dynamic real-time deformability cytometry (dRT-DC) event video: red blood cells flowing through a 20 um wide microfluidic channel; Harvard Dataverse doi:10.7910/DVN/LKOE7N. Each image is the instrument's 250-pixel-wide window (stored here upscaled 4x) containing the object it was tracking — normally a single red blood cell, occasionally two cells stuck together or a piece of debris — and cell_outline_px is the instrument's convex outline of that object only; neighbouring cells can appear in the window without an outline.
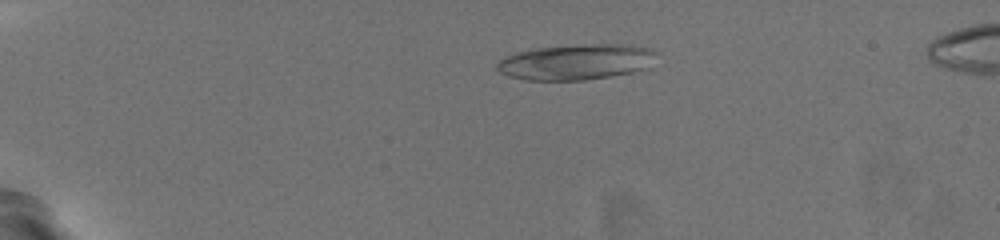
{"species": "common noctule bat (a hibernating species)", "species_latin": "Nyctalus noctula", "temperature_condition": "warm", "stored_images_in_passage": 46, "camera_frame_rate_fps": 3000, "um_per_image_px": 0.085, "animal": {"sex": "female", "body_mass_g": 19.5, "forearm_length_mm": 54.1}, "frame": {"image": 1, "passage_image": 4, "time_ms": 1.0, "image_size_px": [1000, 240], "cell_outline_px": [[652, 52], [640, 68], [628, 72], [608, 76], [584, 80], [528, 80], [508, 76], [500, 72], [496, 68], [496, 64], [500, 60], [508, 56], [520, 52], [540, 48], [600, 44], [604, 44], [644, 48]], "centroid_in_image_um": [48.73, 5.3], "position_along_channel_um": 36.3, "area_um2": 30.98}}
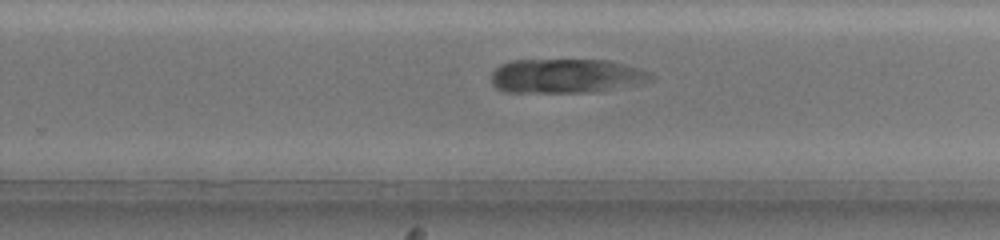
{"frame": {"image": 2, "passage_image": 31, "time_ms": 10.0, "image_size_px": [1000, 240], "cell_outline_px": [[652, 76], [648, 80], [584, 92], [508, 92], [496, 88], [492, 84], [492, 72], [500, 64], [512, 60], [608, 60], [640, 68], [648, 72]], "centroid_in_image_um": [47.97, 6.43], "position_along_channel_um": 281.8, "area_um2": 30.92}}
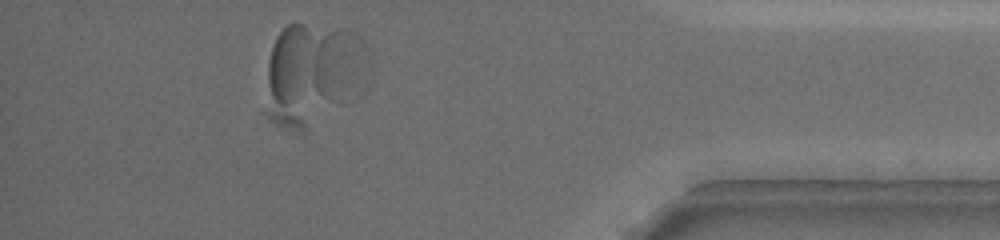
{"frame": {"image": 3, "passage_image": 44, "time_ms": 14.333, "image_size_px": [1000, 240], "cell_outline_px": [[336, 32], [332, 100], [288, 104], [280, 104], [272, 96], [268, 80], [268, 60], [276, 36], [288, 24], [296, 20]], "centroid_in_image_um": [25.69, 5.46], "position_along_channel_um": 409.5, "area_um2": 34.51}}